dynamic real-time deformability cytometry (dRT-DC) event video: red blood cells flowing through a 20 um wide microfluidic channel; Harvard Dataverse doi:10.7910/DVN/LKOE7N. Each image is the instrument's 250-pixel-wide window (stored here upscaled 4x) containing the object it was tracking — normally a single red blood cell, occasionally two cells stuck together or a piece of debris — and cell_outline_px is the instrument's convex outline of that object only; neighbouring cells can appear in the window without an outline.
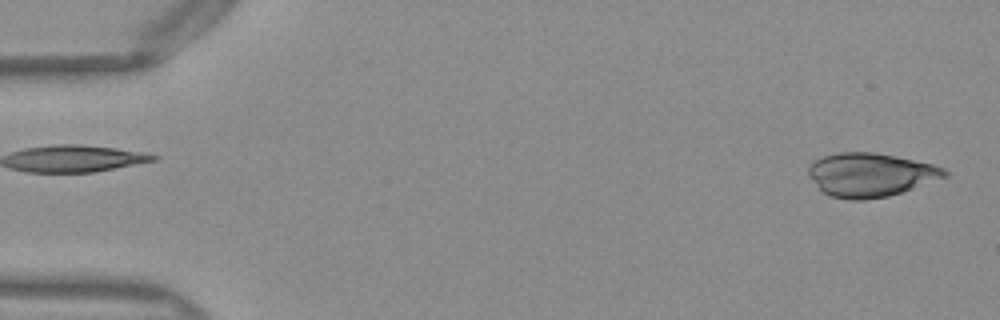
{"species": "Egyptian fruit bat (a non-hibernating species)", "species_latin": "Rousettus aegyptiacus", "temperature_condition": "warm", "stored_images_in_passage": 49, "camera_frame_rate_fps": 3000, "um_per_image_px": 0.085, "frame": {"image": 1, "passage_image": 1, "time_ms": 0.0, "image_size_px": [1000, 320], "cell_outline_px": [[948, 176], [888, 196], [864, 200], [848, 200], [832, 196], [824, 192], [808, 176], [808, 168], [816, 160], [824, 156], [840, 152], [876, 152], [896, 156], [932, 164], [944, 168], [948, 172]], "centroid_in_image_um": [73.99, 14.85], "position_along_channel_um": 11.0, "area_um2": 34.33}}
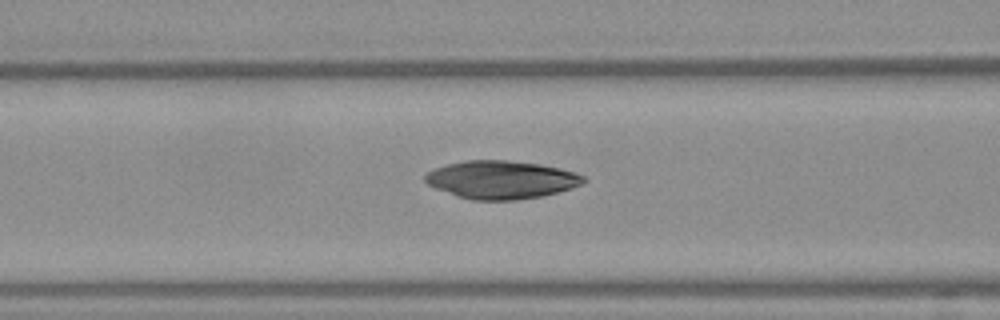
{"frame": {"image": 2, "passage_image": 19, "time_ms": 6.0, "image_size_px": [1000, 320], "cell_outline_px": [[588, 180], [572, 188], [544, 196], [516, 200], [472, 200], [456, 196], [436, 188], [428, 184], [424, 180], [424, 176], [428, 172], [436, 168], [448, 164], [464, 160], [508, 160], [540, 164], [560, 168], [576, 172], [584, 176]], "centroid_in_image_um": [42.63, 15.28], "position_along_channel_um": 124.0, "area_um2": 35.26}}
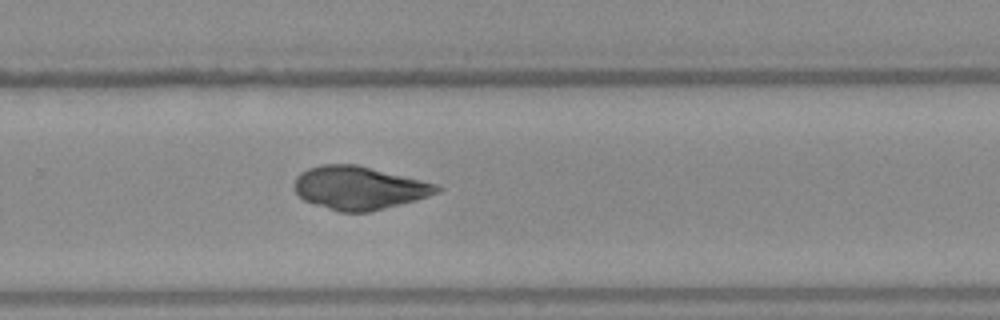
{"frame": {"image": 3, "passage_image": 32, "time_ms": 10.333, "image_size_px": [1000, 320], "cell_outline_px": [[440, 192], [416, 200], [368, 212], [340, 212], [312, 204], [304, 200], [296, 192], [296, 176], [300, 172], [308, 168], [320, 164], [356, 164], [440, 184]], "centroid_in_image_um": [30.53, 15.96], "position_along_channel_um": 299.3, "area_um2": 35.89}}